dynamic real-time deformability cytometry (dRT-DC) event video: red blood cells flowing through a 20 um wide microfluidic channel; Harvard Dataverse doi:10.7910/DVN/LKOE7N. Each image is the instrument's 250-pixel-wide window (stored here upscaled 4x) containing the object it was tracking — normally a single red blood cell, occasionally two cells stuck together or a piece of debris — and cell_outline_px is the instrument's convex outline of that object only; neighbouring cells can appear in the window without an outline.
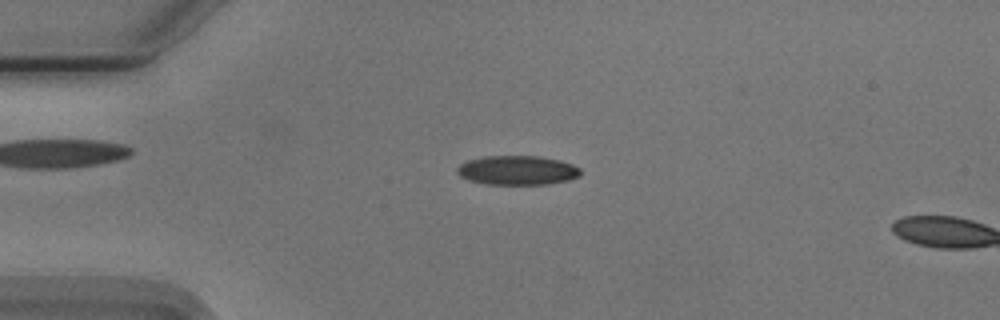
{"species": "Egyptian fruit bat (a non-hibernating species)", "species_latin": "Rousettus aegyptiacus", "temperature_condition": "cold", "stored_images_in_passage": 15, "camera_frame_rate_fps": 3000, "um_per_image_px": 0.085, "animal": {"sex": "male"}, "frame": {"image": 1, "passage_image": 13, "time_ms": 4.0, "image_size_px": [1000, 320], "cell_outline_px": [[580, 176], [568, 180], [548, 184], [484, 184], [468, 180], [460, 176], [456, 172], [456, 168], [460, 164], [468, 160], [488, 156], [536, 156], [560, 160], [572, 164], [580, 168]], "centroid_in_image_um": [43.96, 14.48], "position_along_channel_um": 41.0, "area_um2": 21.04}}